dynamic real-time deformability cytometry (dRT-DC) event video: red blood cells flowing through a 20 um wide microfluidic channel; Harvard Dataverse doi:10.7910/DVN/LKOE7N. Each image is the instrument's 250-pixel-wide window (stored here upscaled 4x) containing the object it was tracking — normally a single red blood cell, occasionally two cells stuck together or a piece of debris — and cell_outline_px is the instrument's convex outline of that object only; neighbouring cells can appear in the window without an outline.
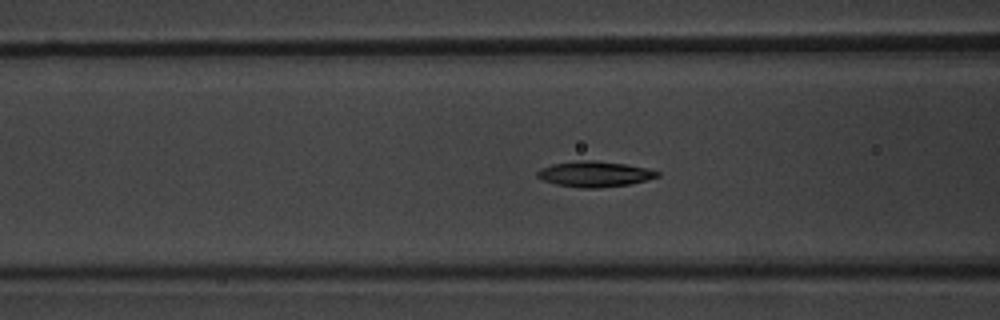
{"species": "common noctule bat (a hibernating species)", "species_latin": "Nyctalus noctula", "temperature_condition": "warm", "stored_images_in_passage": 49, "camera_frame_rate_fps": 3000, "um_per_image_px": 0.085, "animal": {"sex": "male", "body_mass_g": 20.1, "forearm_length_mm": 53.5}, "frame": {"image": 1, "passage_image": 18, "time_ms": 5.667, "image_size_px": [1000, 320], "cell_outline_px": [[660, 176], [628, 184], [600, 188], [580, 188], [556, 184], [544, 180], [536, 176], [536, 172], [540, 168], [552, 164], [580, 160], [596, 160], [624, 164], [644, 168], [660, 172]], "centroid_in_image_um": [50.49, 14.79], "position_along_channel_um": 116.1, "area_um2": 17.74}}
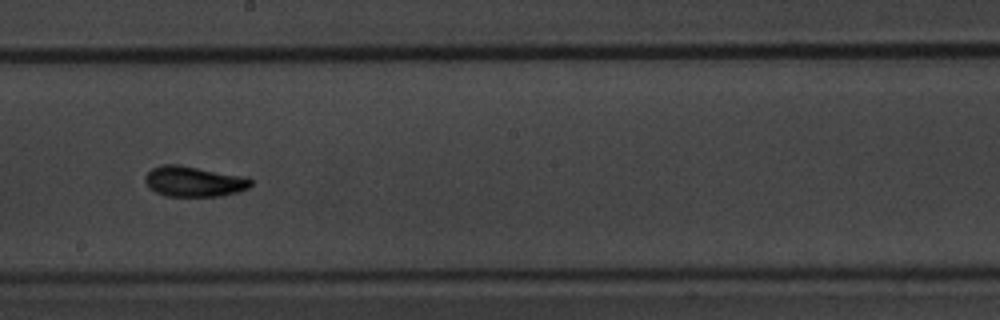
{"frame": {"image": 2, "passage_image": 27, "time_ms": 8.667, "image_size_px": [1000, 320], "cell_outline_px": [[252, 184], [248, 188], [236, 192], [220, 196], [168, 196], [156, 192], [144, 180], [144, 176], [152, 168], [168, 164], [176, 164], [248, 176], [252, 180]], "centroid_in_image_um": [16.53, 15.41], "position_along_channel_um": 231.7, "area_um2": 18.67}}
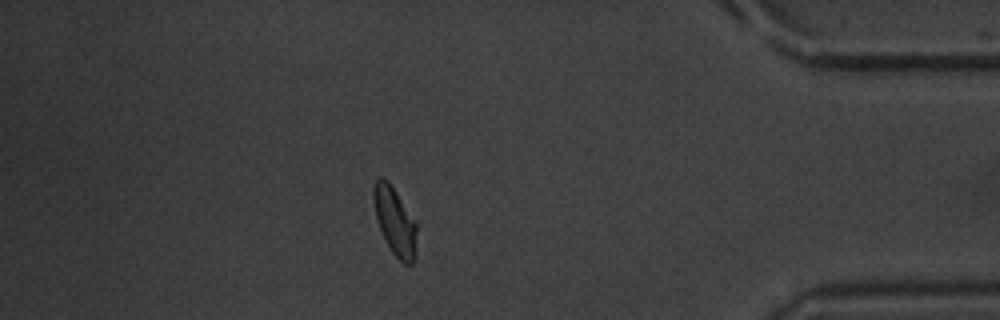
{"frame": {"image": 3, "passage_image": 43, "time_ms": 14.0, "image_size_px": [1000, 320], "cell_outline_px": [[416, 232], [412, 264], [404, 264], [392, 252], [376, 220], [372, 200], [372, 188], [376, 180], [380, 176], [388, 180], [396, 192], [416, 224]], "centroid_in_image_um": [33.5, 18.74], "position_along_channel_um": 401.7, "area_um2": 16.59}, "authors_computed_cell_mechanics": {"area_um2": 17.2244, "velocity_mm_per_s": 3.8533, "shape_relaxation_time_tau1_ms": 3.2262, "shape_relaxation_time_tau2_ms": 3.8431, "deformation_change_tau1": 0.1324, "deformation_change_tau2": 0.1005}}